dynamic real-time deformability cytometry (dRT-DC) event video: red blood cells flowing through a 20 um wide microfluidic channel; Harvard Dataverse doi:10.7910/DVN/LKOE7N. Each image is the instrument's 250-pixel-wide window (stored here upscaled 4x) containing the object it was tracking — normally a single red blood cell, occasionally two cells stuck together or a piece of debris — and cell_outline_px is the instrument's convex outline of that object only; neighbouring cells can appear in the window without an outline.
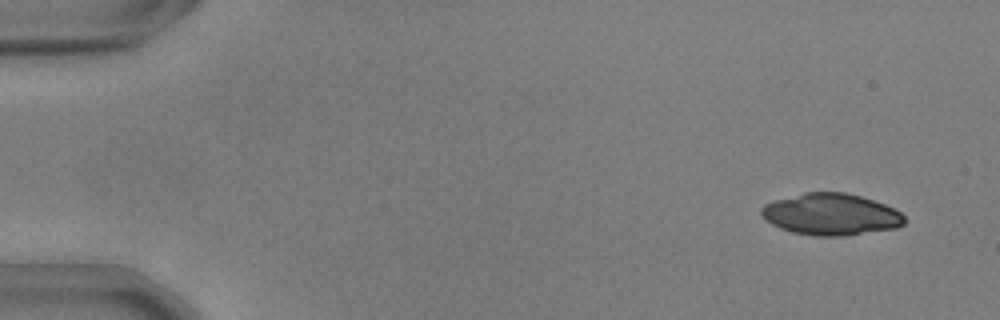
{"species": "common noctule bat (a hibernating species)", "species_latin": "Nyctalus noctula", "temperature_condition": "warm", "stored_images_in_passage": 12, "camera_frame_rate_fps": 3000, "um_per_image_px": 0.085, "animal": {"sex": "male", "body_mass_g": 17.9, "forearm_length_mm": 54.2}, "frame": {"image": 1, "passage_image": 1, "time_ms": 0.0, "image_size_px": [1000, 320], "cell_outline_px": [[904, 224], [896, 228], [844, 236], [816, 236], [792, 232], [780, 228], [764, 220], [760, 216], [760, 208], [764, 204], [776, 200], [804, 192], [844, 192], [860, 196], [884, 204], [900, 212], [904, 216]], "centroid_in_image_um": [70.59, 18.22], "position_along_channel_um": 14.4, "area_um2": 34.74}}